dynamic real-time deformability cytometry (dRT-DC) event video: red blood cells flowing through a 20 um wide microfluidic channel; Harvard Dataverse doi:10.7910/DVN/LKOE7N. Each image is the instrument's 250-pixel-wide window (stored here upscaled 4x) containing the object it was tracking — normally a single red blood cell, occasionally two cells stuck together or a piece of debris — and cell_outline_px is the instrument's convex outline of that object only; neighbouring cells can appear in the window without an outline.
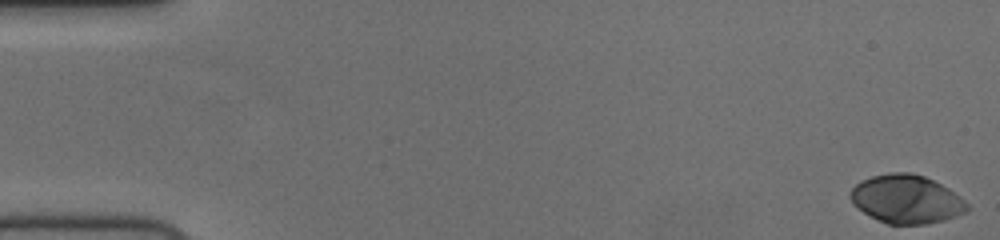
{"species": "human", "species_latin": "Homo sapiens", "temperature_condition": "cold", "stored_images_in_passage": 56, "camera_frame_rate_fps": 3000, "um_per_image_px": 0.085, "donor": {"sex": "female"}, "frame": {"image": 1, "passage_image": 1, "time_ms": 0.0, "image_size_px": [1000, 240], "cell_outline_px": [[968, 208], [964, 212], [956, 216], [944, 220], [924, 224], [888, 224], [856, 208], [848, 196], [852, 188], [860, 180], [872, 176], [888, 172], [912, 172], [924, 176], [948, 188], [964, 200], [968, 204]], "centroid_in_image_um": [77.01, 16.91], "position_along_channel_um": 8.0, "area_um2": 32.83}}
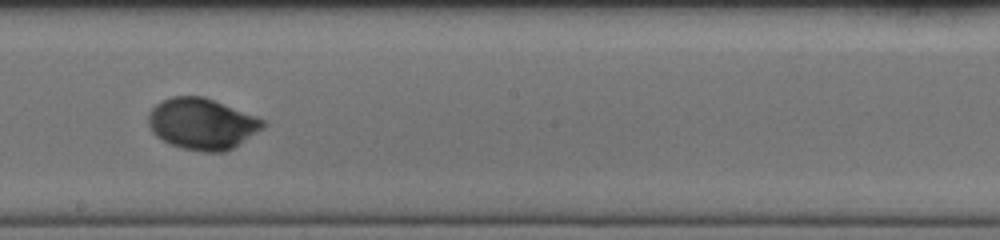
{"frame": {"image": 2, "passage_image": 32, "time_ms": 10.333, "image_size_px": [1000, 240], "cell_outline_px": [[268, 124], [264, 128], [232, 148], [224, 152], [200, 152], [184, 148], [172, 144], [156, 136], [152, 132], [148, 124], [148, 112], [160, 100], [172, 96], [204, 96], [264, 120]], "centroid_in_image_um": [17.15, 10.52], "position_along_channel_um": 231.0, "area_um2": 34.1}}
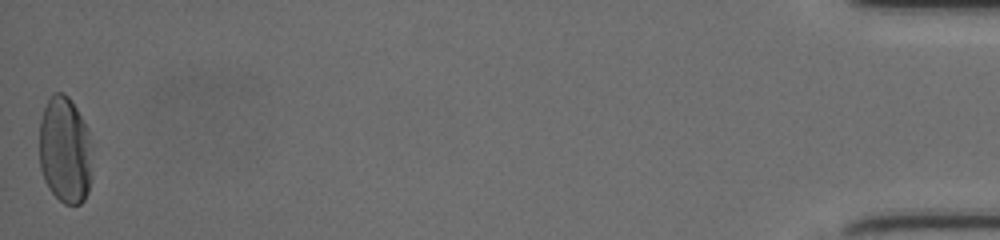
{"frame": {"image": 3, "passage_image": 56, "time_ms": 18.333, "image_size_px": [1000, 240], "cell_outline_px": [[92, 176], [88, 192], [84, 200], [80, 204], [64, 204], [48, 188], [44, 180], [40, 168], [40, 120], [44, 108], [48, 100], [56, 92], [64, 92], [68, 96], [76, 108], [84, 124], [88, 140], [92, 172]], "centroid_in_image_um": [5.5, 12.8], "position_along_channel_um": 429.7, "area_um2": 32.6}, "authors_computed_cell_mechanics": {"area_um2": 32.6281, "velocity_mm_per_s": 3.7092, "shape_relaxation_time_tau1_ms": 2.7517, "shape_relaxation_time_tau2_ms": null, "deformation_change_tau1": 0.1558, "deformation_change_tau2": null}}